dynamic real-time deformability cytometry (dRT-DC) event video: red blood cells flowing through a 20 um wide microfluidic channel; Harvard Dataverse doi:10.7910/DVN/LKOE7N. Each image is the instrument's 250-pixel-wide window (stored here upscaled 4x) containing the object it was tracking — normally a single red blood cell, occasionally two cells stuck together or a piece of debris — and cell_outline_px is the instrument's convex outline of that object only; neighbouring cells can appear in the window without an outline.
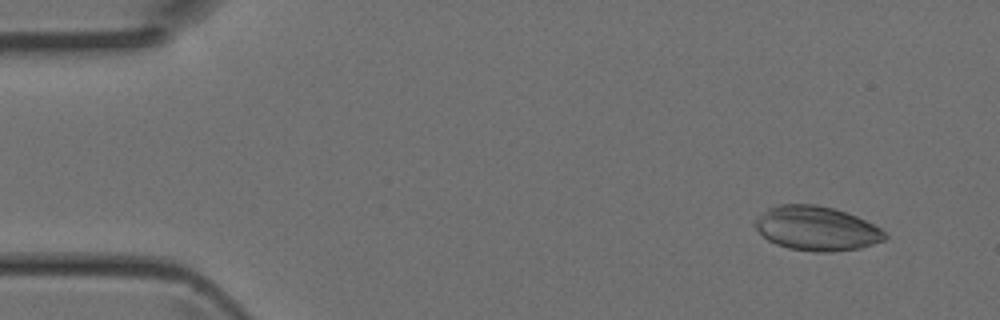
{"species": "Egyptian fruit bat (a non-hibernating species)", "species_latin": "Rousettus aegyptiacus", "temperature_condition": "room temperature", "stored_images_in_passage": 4, "camera_frame_rate_fps": 3000, "um_per_image_px": 0.085, "animal": {"sex": "female"}, "frame": {"image": 1, "passage_image": 1, "time_ms": 0.0, "image_size_px": [1000, 320], "cell_outline_px": [[888, 236], [884, 240], [860, 248], [832, 252], [816, 252], [788, 248], [776, 244], [768, 240], [752, 224], [752, 220], [768, 208], [780, 204], [816, 204], [832, 208], [856, 216], [880, 228]], "centroid_in_image_um": [69.37, 19.42], "position_along_channel_um": 15.6, "area_um2": 33.47}}